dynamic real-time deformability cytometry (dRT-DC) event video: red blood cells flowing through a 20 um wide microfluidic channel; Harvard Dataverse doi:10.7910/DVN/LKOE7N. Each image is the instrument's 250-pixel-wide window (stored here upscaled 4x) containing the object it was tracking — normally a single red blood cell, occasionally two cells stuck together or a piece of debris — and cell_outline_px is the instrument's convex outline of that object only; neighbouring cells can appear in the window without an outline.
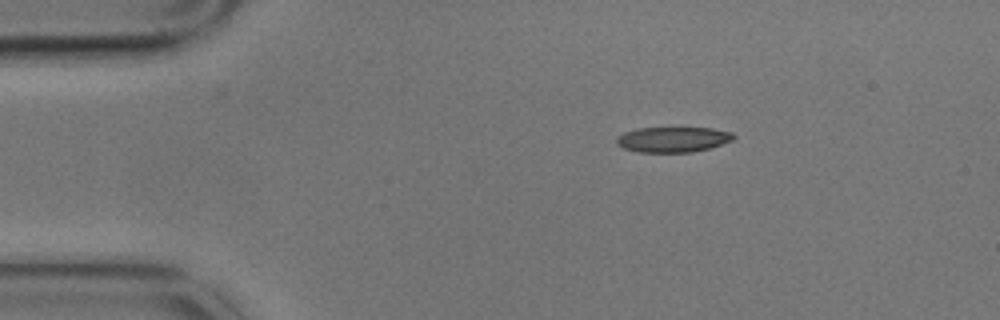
{"species": "common noctule bat (a hibernating species)", "species_latin": "Nyctalus noctula", "temperature_condition": "cold", "stored_images_in_passage": 3, "camera_frame_rate_fps": 3000, "um_per_image_px": 0.085, "animal": {"sex": "male", "body_mass_g": 17.9}, "frame": {"image": 1, "passage_image": 1, "time_ms": 0.0, "image_size_px": [1000, 320], "cell_outline_px": [[736, 136], [732, 140], [708, 148], [692, 152], [636, 152], [624, 148], [616, 144], [616, 136], [624, 132], [636, 128], [712, 128], [732, 132]], "centroid_in_image_um": [57.15, 11.85], "position_along_channel_um": 27.8, "area_um2": 17.28}}
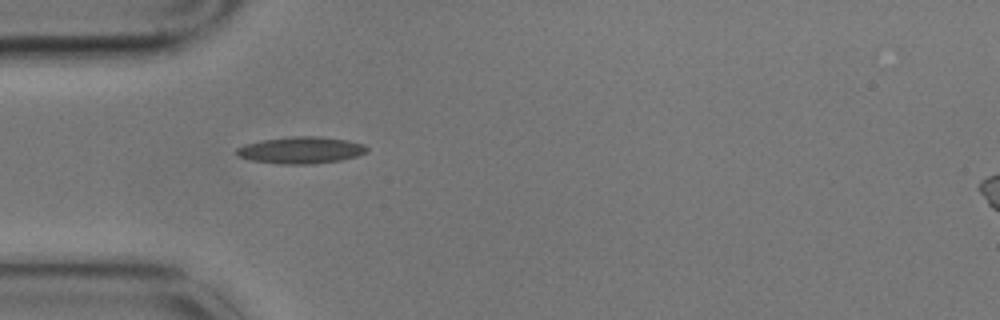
{"frame": {"image": 2, "passage_image": 3, "time_ms": 0.667, "image_size_px": [1000, 320], "cell_outline_px": [[368, 152], [356, 156], [340, 160], [312, 164], [280, 164], [252, 160], [236, 156], [236, 148], [244, 144], [264, 140], [292, 136], [320, 136], [348, 140], [364, 144], [368, 148]], "centroid_in_image_um": [25.58, 12.76], "position_along_channel_um": 59.4, "area_um2": 20.4}}